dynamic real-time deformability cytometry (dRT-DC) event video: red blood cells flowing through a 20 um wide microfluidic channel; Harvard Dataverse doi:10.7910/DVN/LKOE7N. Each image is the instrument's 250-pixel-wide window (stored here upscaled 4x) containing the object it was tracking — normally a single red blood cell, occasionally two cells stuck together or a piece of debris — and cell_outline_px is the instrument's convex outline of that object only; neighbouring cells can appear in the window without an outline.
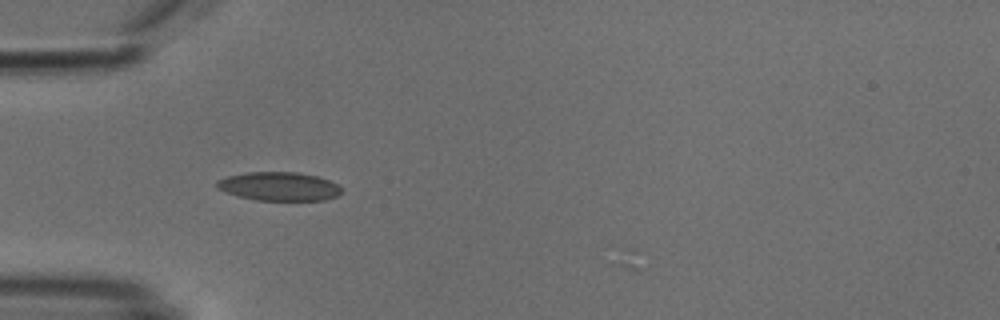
{"species": "common noctule bat (a hibernating species)", "species_latin": "Nyctalus noctula", "temperature_condition": "cold", "stored_images_in_passage": 5, "camera_frame_rate_fps": 3000, "um_per_image_px": 0.085, "animal": {"sex": "male", "body_mass_g": 18.8}, "frame": {"image": 1, "passage_image": 1, "time_ms": 0.0, "image_size_px": [1000, 320], "cell_outline_px": [[344, 188], [336, 196], [324, 200], [256, 200], [224, 192], [216, 188], [216, 180], [228, 176], [248, 172], [296, 172], [316, 176], [328, 180]], "centroid_in_image_um": [23.69, 15.84], "position_along_channel_um": 61.3, "area_um2": 20.75}}
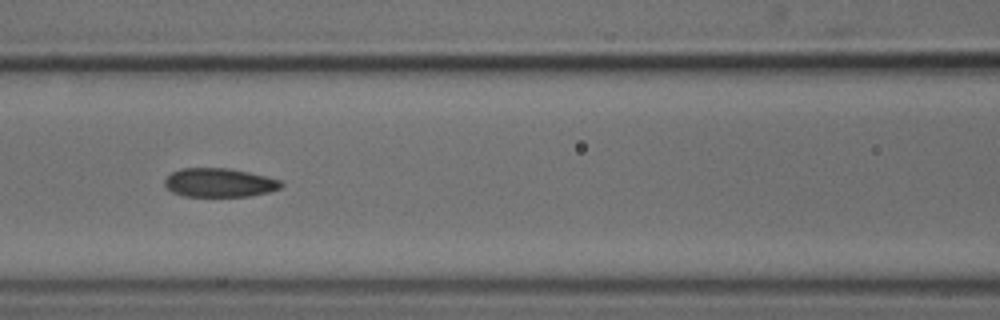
{"frame": {"image": 2, "passage_image": 3, "time_ms": 2.333, "image_size_px": [1000, 320], "cell_outline_px": [[284, 184], [280, 188], [268, 192], [248, 196], [184, 196], [172, 192], [164, 184], [164, 180], [172, 172], [180, 168], [228, 168], [248, 172], [280, 180]], "centroid_in_image_um": [18.62, 15.52], "position_along_channel_um": 148.0, "area_um2": 19.42}}
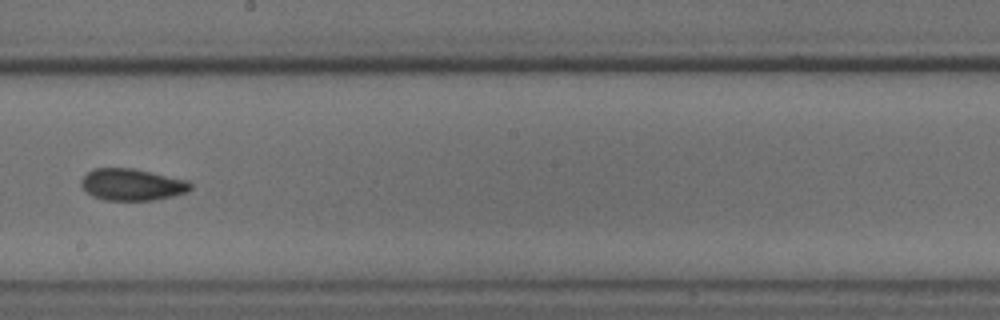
{"frame": {"image": 3, "passage_image": 5, "time_ms": 4.667, "image_size_px": [1000, 320], "cell_outline_px": [[192, 188], [188, 192], [172, 196], [152, 200], [104, 200], [92, 196], [80, 184], [80, 180], [92, 168], [132, 168], [188, 180], [192, 184]], "centroid_in_image_um": [11.23, 15.69], "position_along_channel_um": 237.0, "area_um2": 20.23}}